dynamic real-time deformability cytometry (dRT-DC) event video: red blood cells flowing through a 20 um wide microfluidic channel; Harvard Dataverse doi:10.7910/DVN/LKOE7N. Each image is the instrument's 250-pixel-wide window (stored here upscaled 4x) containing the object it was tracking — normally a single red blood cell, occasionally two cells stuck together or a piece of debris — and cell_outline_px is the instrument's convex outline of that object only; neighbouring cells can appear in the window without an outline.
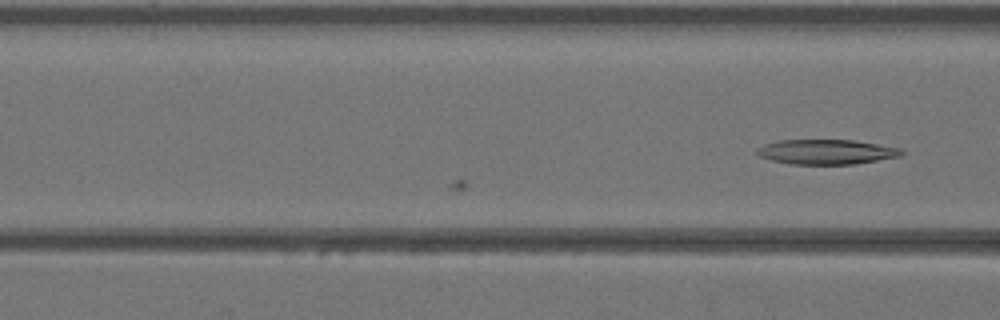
{"species": "Egyptian fruit bat (a non-hibernating species)", "species_latin": "Rousettus aegyptiacus", "temperature_condition": "warm", "stored_images_in_passage": 17, "camera_frame_rate_fps": 3000, "um_per_image_px": 0.085, "animal": {"sex": "female"}, "frame": {"image": 1, "passage_image": 17, "time_ms": 5.333, "image_size_px": [1000, 320], "cell_outline_px": [[904, 152], [900, 156], [856, 164], [792, 164], [772, 160], [760, 156], [756, 152], [756, 148], [764, 144], [780, 140], [852, 140], [900, 148]], "centroid_in_image_um": [70.23, 12.91], "position_along_channel_um": 96.4, "area_um2": 20.75}}